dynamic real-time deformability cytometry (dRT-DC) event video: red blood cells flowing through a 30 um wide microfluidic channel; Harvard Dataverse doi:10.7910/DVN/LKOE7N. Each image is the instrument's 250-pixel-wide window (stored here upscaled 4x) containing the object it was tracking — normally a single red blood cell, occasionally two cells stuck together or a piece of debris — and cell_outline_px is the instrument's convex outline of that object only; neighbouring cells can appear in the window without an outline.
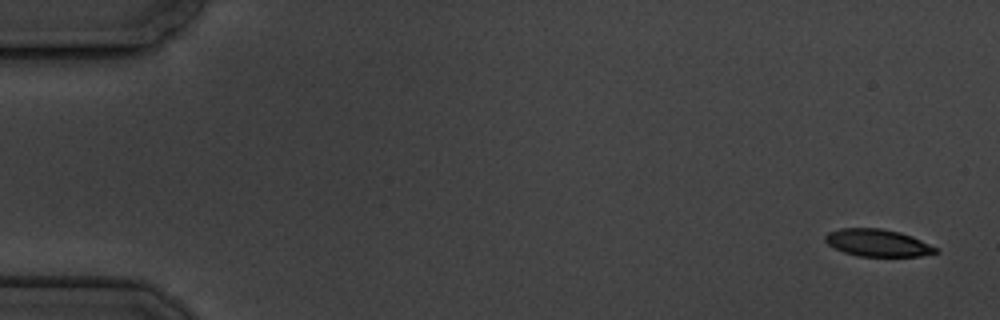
{"species": "common noctule bat (a hibernating species)", "species_latin": "Nyctalus noctula", "temperature_condition": "cold", "stored_images_in_passage": 5, "camera_frame_rate_fps": 3000, "um_per_image_px": 0.085, "animal": {"sex": "male", "body_mass_g": 19.5, "forearm_length_mm": 54.6}, "frame": {"image": 1, "passage_image": 1, "time_ms": 0.0, "image_size_px": [1000, 320], "cell_outline_px": [[940, 252], [920, 256], [856, 256], [844, 252], [828, 244], [824, 240], [824, 236], [828, 232], [840, 228], [880, 228], [900, 232], [912, 236], [936, 248]], "centroid_in_image_um": [74.57, 20.64], "position_along_channel_um": 10.4, "area_um2": 17.46}}
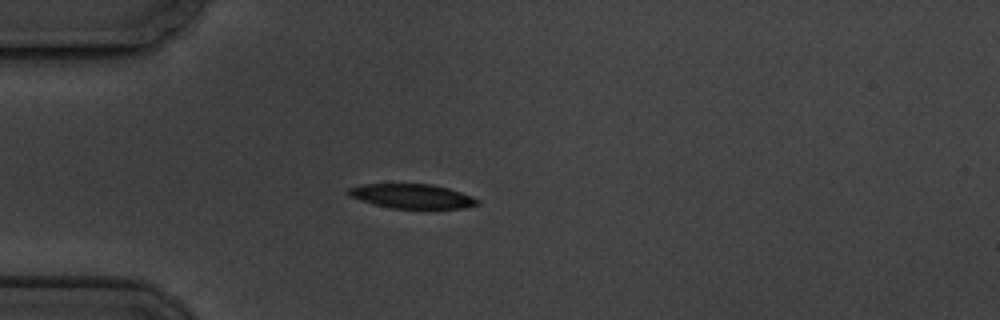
{"frame": {"image": 2, "passage_image": 5, "time_ms": 4.667, "image_size_px": [1000, 320], "cell_outline_px": [[480, 204], [464, 208], [392, 208], [376, 204], [352, 196], [348, 192], [348, 188], [360, 184], [432, 184], [448, 188], [472, 196], [480, 200]], "centroid_in_image_um": [35.09, 16.67], "position_along_channel_um": 49.9, "area_um2": 18.03}}